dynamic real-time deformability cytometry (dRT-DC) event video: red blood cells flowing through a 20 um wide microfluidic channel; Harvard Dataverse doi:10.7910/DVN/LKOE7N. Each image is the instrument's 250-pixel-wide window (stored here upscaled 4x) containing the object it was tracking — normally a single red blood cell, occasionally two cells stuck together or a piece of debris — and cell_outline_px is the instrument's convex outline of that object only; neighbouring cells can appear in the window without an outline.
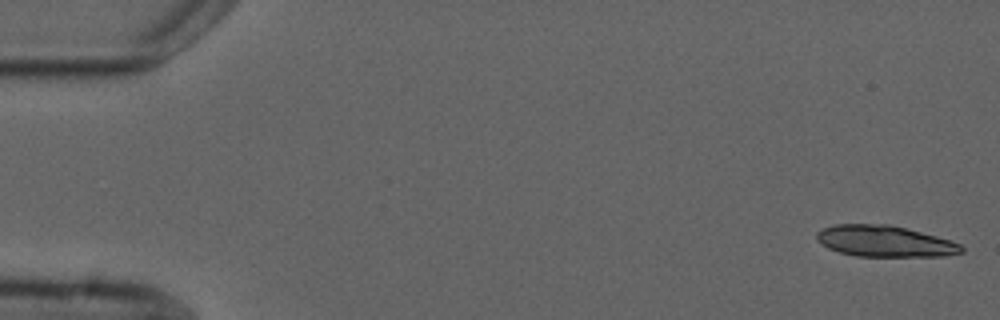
{"species": "common noctule bat (a hibernating species)", "species_latin": "Nyctalus noctula", "temperature_condition": "cold", "stored_images_in_passage": 5, "camera_frame_rate_fps": 3000, "um_per_image_px": 0.085, "animal": {"sex": "male", "forearm_length_mm": 52.5}, "frame": {"image": 1, "passage_image": 1, "time_ms": 0.0, "image_size_px": [1000, 320], "cell_outline_px": [[964, 252], [944, 256], [856, 256], [840, 252], [828, 248], [816, 240], [816, 232], [824, 228], [836, 224], [888, 224], [936, 236], [960, 244], [964, 248]], "centroid_in_image_um": [75.18, 20.51], "position_along_channel_um": 9.8, "area_um2": 26.13}}